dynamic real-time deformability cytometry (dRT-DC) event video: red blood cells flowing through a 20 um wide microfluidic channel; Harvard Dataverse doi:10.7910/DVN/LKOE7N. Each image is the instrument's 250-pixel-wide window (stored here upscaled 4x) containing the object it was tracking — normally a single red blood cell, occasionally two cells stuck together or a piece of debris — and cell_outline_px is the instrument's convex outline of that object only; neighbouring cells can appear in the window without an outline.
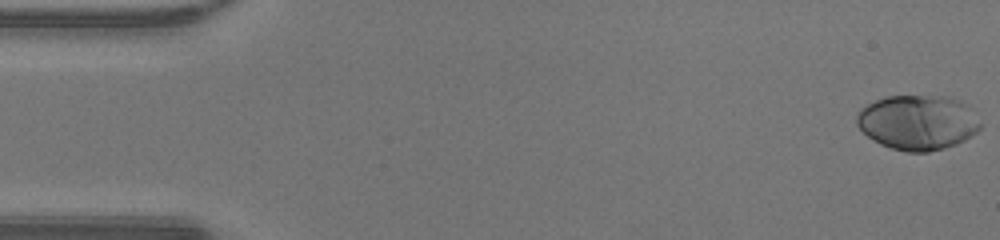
{"species": "human", "species_latin": "Homo sapiens", "temperature_condition": "warm", "stored_images_in_passage": 48, "camera_frame_rate_fps": 3000, "um_per_image_px": 0.085, "donor": {"sex": "male"}, "frame": {"image": 1, "passage_image": 1, "time_ms": 0.0, "image_size_px": [1000, 240], "cell_outline_px": [[980, 128], [976, 132], [964, 140], [956, 144], [944, 148], [928, 152], [908, 152], [892, 148], [880, 144], [868, 136], [856, 124], [856, 116], [860, 108], [884, 96], [952, 96], [968, 104], [972, 108], [980, 124]], "centroid_in_image_um": [78.02, 10.39], "position_along_channel_um": 7.0, "area_um2": 39.71}}
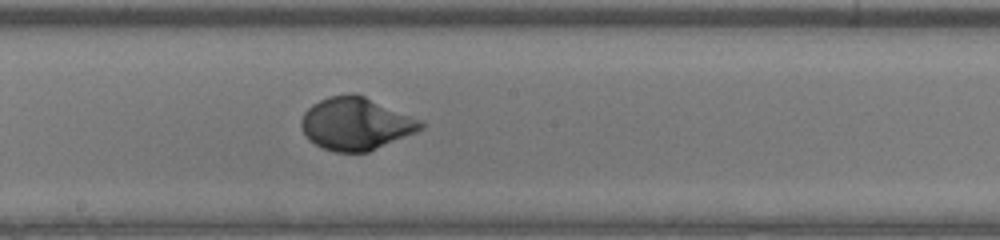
{"frame": {"image": 2, "passage_image": 26, "time_ms": 8.333, "image_size_px": [1000, 240], "cell_outline_px": [[424, 128], [416, 132], [368, 152], [336, 152], [324, 148], [308, 140], [300, 128], [300, 120], [304, 112], [312, 104], [328, 96], [352, 92], [364, 96], [420, 120], [424, 124]], "centroid_in_image_um": [30.2, 10.51], "position_along_channel_um": 218.0, "area_um2": 36.47}}
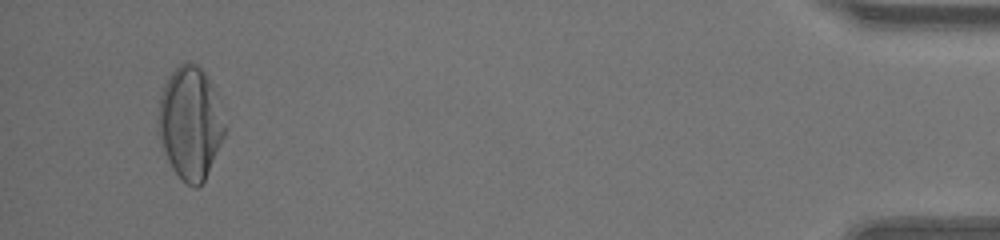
{"frame": {"image": 3, "passage_image": 46, "time_ms": 15.0, "image_size_px": [1000, 240], "cell_outline_px": [[228, 128], [204, 180], [196, 188], [192, 188], [172, 168], [168, 160], [160, 140], [156, 124], [156, 116], [160, 92], [168, 76], [180, 64], [188, 60], [196, 64], [204, 72], [216, 92]], "centroid_in_image_um": [16.16, 10.41], "position_along_channel_um": 419.0, "area_um2": 44.04}, "authors_computed_cell_mechanics": {"area_um2": 36.7608, "velocity_mm_per_s": 4.2732, "shape_relaxation_time_tau1_ms": 3.1316, "shape_relaxation_time_tau2_ms": null, "deformation_change_tau1": 0.2112, "deformation_change_tau2": null}}